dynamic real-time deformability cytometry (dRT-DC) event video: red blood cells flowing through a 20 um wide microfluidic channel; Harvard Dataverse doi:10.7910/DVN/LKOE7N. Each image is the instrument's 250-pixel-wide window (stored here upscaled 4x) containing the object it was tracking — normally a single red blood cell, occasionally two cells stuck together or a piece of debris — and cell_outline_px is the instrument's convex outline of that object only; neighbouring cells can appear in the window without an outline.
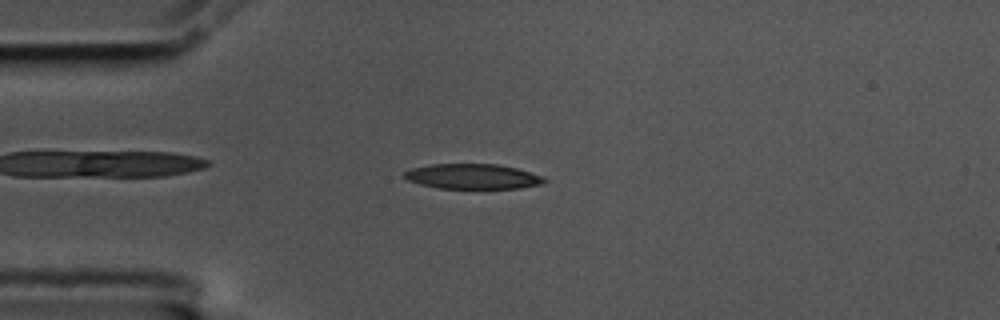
{"species": "common noctule bat (a hibernating species)", "species_latin": "Nyctalus noctula", "temperature_condition": "cold", "stored_images_in_passage": 55, "camera_frame_rate_fps": 3000, "um_per_image_px": 0.085, "animal": {"sex": "male", "body_mass_g": 17.5, "forearm_length_mm": 52.3}, "frame": {"image": 1, "passage_image": 13, "time_ms": 4.0, "image_size_px": [1000, 320], "cell_outline_px": [[548, 180], [544, 184], [520, 188], [440, 188], [420, 184], [408, 180], [404, 176], [404, 172], [412, 168], [432, 164], [496, 164], [516, 168], [544, 176]], "centroid_in_image_um": [40.23, 15.0], "position_along_channel_um": 44.8, "area_um2": 20.4}}
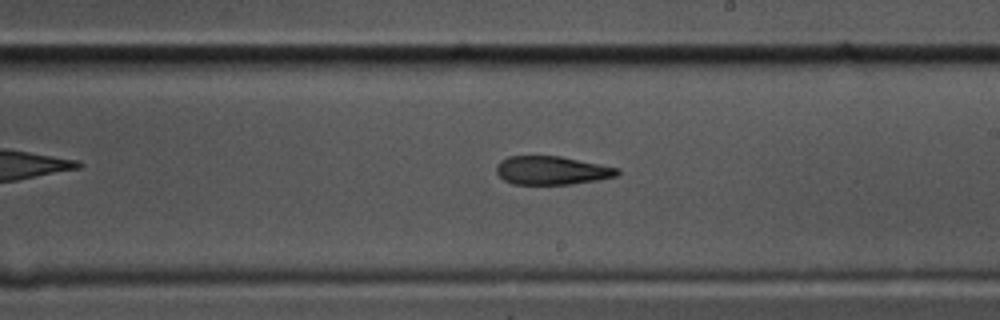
{"frame": {"image": 2, "passage_image": 31, "time_ms": 10.0, "image_size_px": [1000, 320], "cell_outline_px": [[620, 172], [616, 176], [600, 180], [572, 184], [512, 184], [504, 180], [496, 172], [496, 164], [500, 160], [508, 156], [560, 156], [620, 168]], "centroid_in_image_um": [46.9, 14.48], "position_along_channel_um": 242.1, "area_um2": 20.23}}
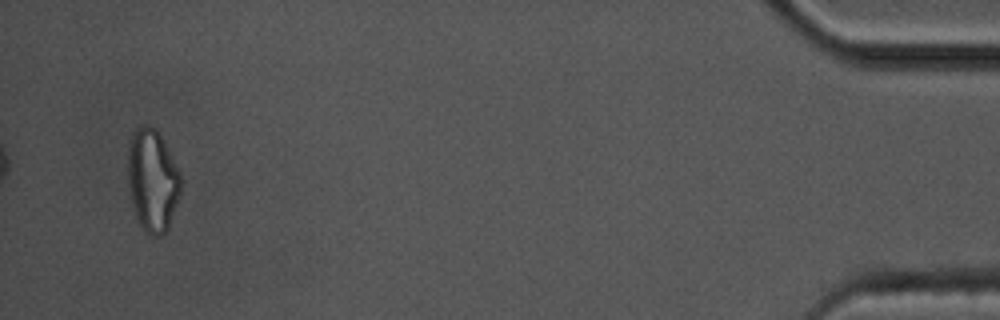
{"frame": {"image": 3, "passage_image": 53, "time_ms": 17.333, "image_size_px": [1000, 320], "cell_outline_px": [[180, 192], [168, 228], [160, 236], [148, 236], [140, 224], [136, 216], [132, 204], [128, 180], [128, 152], [132, 132], [140, 124], [148, 124], [156, 128], [180, 172]], "centroid_in_image_um": [12.94, 15.31], "position_along_channel_um": 422.3, "area_um2": 31.39}, "authors_computed_cell_mechanics": {"area_um2": 21.0392, "velocity_mm_per_s": 3.5724, "shape_relaxation_time_tau1_ms": 7.1488, "shape_relaxation_time_tau2_ms": 5.4636, "deformation_change_tau1": 0.1813, "deformation_change_tau2": 0.1585}}